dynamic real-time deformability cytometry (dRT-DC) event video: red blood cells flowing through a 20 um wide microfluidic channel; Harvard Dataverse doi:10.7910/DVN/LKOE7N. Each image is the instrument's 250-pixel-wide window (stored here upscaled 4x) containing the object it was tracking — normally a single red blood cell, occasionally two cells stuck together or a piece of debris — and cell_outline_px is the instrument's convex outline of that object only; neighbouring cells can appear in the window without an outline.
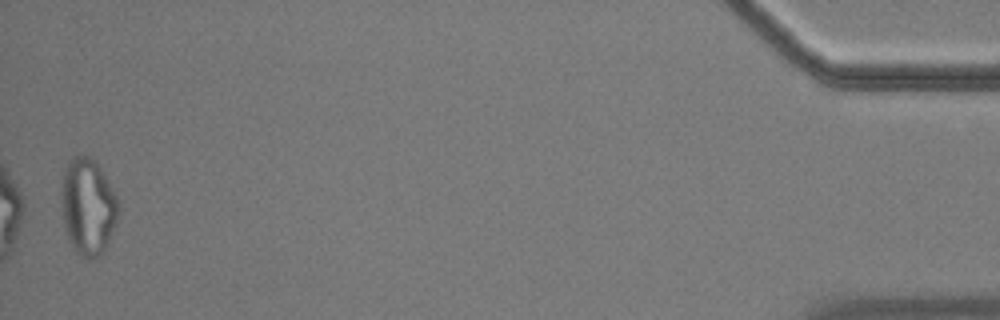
{"species": "common noctule bat (a hibernating species)", "species_latin": "Nyctalus noctula", "temperature_condition": "cold", "stored_images_in_passage": 41, "segment_of_instrument_passage": [2, 2], "camera_frame_rate_fps": 3000, "um_per_image_px": 0.085, "animal": {"sex": "male", "body_mass_g": 17.9}, "frame": {"image": 1, "passage_image": 40, "time_ms": 13.0, "image_size_px": [1000, 320], "cell_outline_px": [[120, 212], [116, 224], [108, 244], [100, 256], [84, 260], [72, 248], [68, 240], [64, 228], [60, 204], [60, 196], [64, 172], [68, 160], [72, 156], [88, 156], [96, 164], [108, 180], [120, 204]], "centroid_in_image_um": [7.46, 17.62], "position_along_channel_um": 427.7, "area_um2": 32.66}}